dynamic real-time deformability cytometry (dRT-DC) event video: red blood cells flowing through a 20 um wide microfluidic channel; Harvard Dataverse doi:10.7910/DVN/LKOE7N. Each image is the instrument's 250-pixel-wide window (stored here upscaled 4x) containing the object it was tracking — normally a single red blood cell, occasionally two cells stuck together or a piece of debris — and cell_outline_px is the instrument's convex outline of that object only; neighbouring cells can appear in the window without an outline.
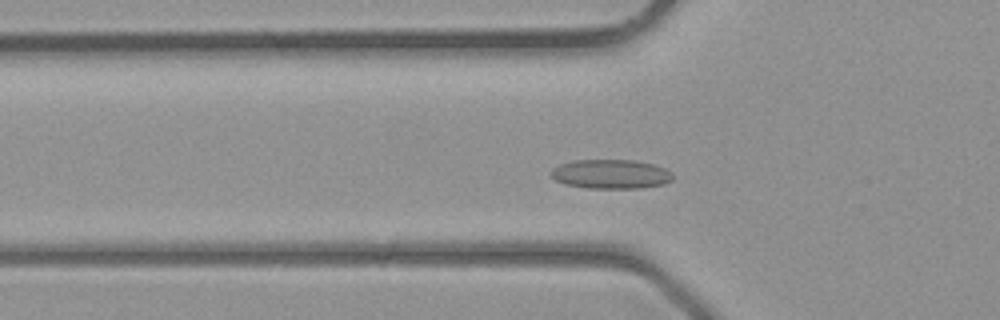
{"species": "common noctule bat (a hibernating species)", "species_latin": "Nyctalus noctula", "temperature_condition": "room temperature", "stored_images_in_passage": 31, "camera_frame_rate_fps": 3000, "um_per_image_px": 0.085, "animal": {"sex": "male", "body_mass_g": 23.1, "forearm_length_mm": 52.7}, "frame": {"image": 1, "passage_image": 3, "time_ms": 0.667, "image_size_px": [1000, 320], "cell_outline_px": [[672, 180], [664, 184], [640, 188], [584, 188], [564, 184], [556, 180], [548, 172], [552, 168], [560, 164], [572, 160], [636, 160], [652, 164], [664, 168], [672, 172]], "centroid_in_image_um": [51.89, 14.8], "position_along_channel_um": 73.9, "area_um2": 20.92}}
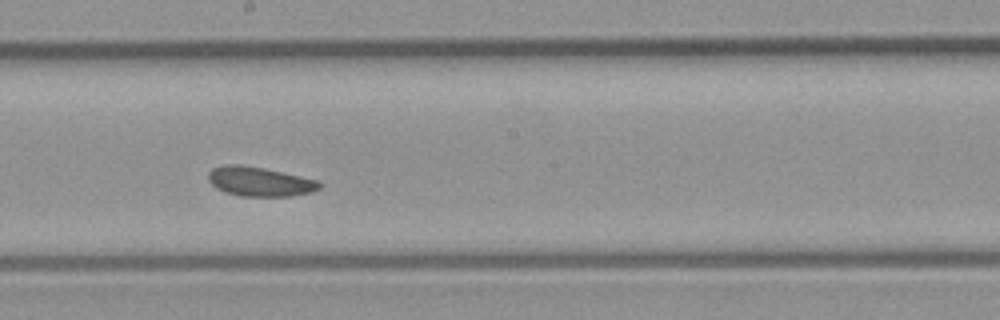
{"frame": {"image": 2, "passage_image": 12, "time_ms": 3.667, "image_size_px": [1000, 320], "cell_outline_px": [[324, 184], [320, 188], [312, 192], [292, 196], [240, 196], [224, 192], [216, 188], [208, 180], [208, 172], [212, 168], [224, 164], [240, 164], [264, 168], [320, 180]], "centroid_in_image_um": [22.09, 15.43], "position_along_channel_um": 226.1, "area_um2": 19.36}}
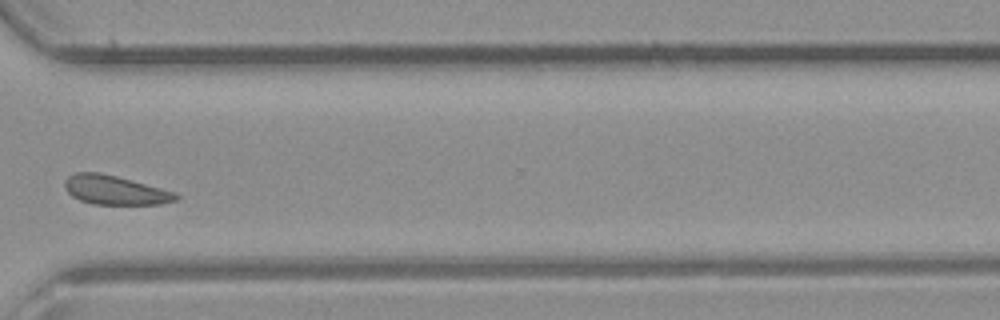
{"frame": {"image": 3, "passage_image": 20, "time_ms": 6.333, "image_size_px": [1000, 320], "cell_outline_px": [[180, 200], [160, 204], [92, 204], [80, 200], [72, 196], [64, 188], [64, 180], [68, 176], [76, 172], [100, 172], [116, 176], [176, 192], [180, 196]], "centroid_in_image_um": [9.78, 16.16], "position_along_channel_um": 360.8, "area_um2": 18.96}}